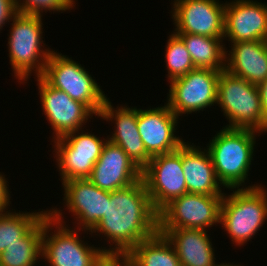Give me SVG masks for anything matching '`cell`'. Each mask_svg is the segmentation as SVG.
Listing matches in <instances>:
<instances>
[{
	"label": "cell",
	"mask_w": 267,
	"mask_h": 266,
	"mask_svg": "<svg viewBox=\"0 0 267 266\" xmlns=\"http://www.w3.org/2000/svg\"><path fill=\"white\" fill-rule=\"evenodd\" d=\"M41 77L50 86L66 92L73 100L86 105L99 118L107 97L81 64L53 51Z\"/></svg>",
	"instance_id": "cell-7"
},
{
	"label": "cell",
	"mask_w": 267,
	"mask_h": 266,
	"mask_svg": "<svg viewBox=\"0 0 267 266\" xmlns=\"http://www.w3.org/2000/svg\"><path fill=\"white\" fill-rule=\"evenodd\" d=\"M220 73L217 70L195 68L186 75L169 81L166 104L178 118L217 104Z\"/></svg>",
	"instance_id": "cell-9"
},
{
	"label": "cell",
	"mask_w": 267,
	"mask_h": 266,
	"mask_svg": "<svg viewBox=\"0 0 267 266\" xmlns=\"http://www.w3.org/2000/svg\"><path fill=\"white\" fill-rule=\"evenodd\" d=\"M8 181L5 178V175H3L0 172V213L7 211V207L10 206V191L8 186ZM10 202V203H9Z\"/></svg>",
	"instance_id": "cell-29"
},
{
	"label": "cell",
	"mask_w": 267,
	"mask_h": 266,
	"mask_svg": "<svg viewBox=\"0 0 267 266\" xmlns=\"http://www.w3.org/2000/svg\"><path fill=\"white\" fill-rule=\"evenodd\" d=\"M17 13L14 0H0V30ZM7 22V23H6Z\"/></svg>",
	"instance_id": "cell-28"
},
{
	"label": "cell",
	"mask_w": 267,
	"mask_h": 266,
	"mask_svg": "<svg viewBox=\"0 0 267 266\" xmlns=\"http://www.w3.org/2000/svg\"><path fill=\"white\" fill-rule=\"evenodd\" d=\"M62 186L65 207L77 219L76 228L91 232L106 213L110 192L98 188L88 178L65 181Z\"/></svg>",
	"instance_id": "cell-14"
},
{
	"label": "cell",
	"mask_w": 267,
	"mask_h": 266,
	"mask_svg": "<svg viewBox=\"0 0 267 266\" xmlns=\"http://www.w3.org/2000/svg\"><path fill=\"white\" fill-rule=\"evenodd\" d=\"M88 179L98 188L112 192L140 180L141 170L119 145L107 139Z\"/></svg>",
	"instance_id": "cell-18"
},
{
	"label": "cell",
	"mask_w": 267,
	"mask_h": 266,
	"mask_svg": "<svg viewBox=\"0 0 267 266\" xmlns=\"http://www.w3.org/2000/svg\"><path fill=\"white\" fill-rule=\"evenodd\" d=\"M217 104L229 120L226 128L267 132V120L263 115L259 91L255 84L231 75L226 70L221 71Z\"/></svg>",
	"instance_id": "cell-6"
},
{
	"label": "cell",
	"mask_w": 267,
	"mask_h": 266,
	"mask_svg": "<svg viewBox=\"0 0 267 266\" xmlns=\"http://www.w3.org/2000/svg\"><path fill=\"white\" fill-rule=\"evenodd\" d=\"M0 213V254L20 239L48 212H10Z\"/></svg>",
	"instance_id": "cell-25"
},
{
	"label": "cell",
	"mask_w": 267,
	"mask_h": 266,
	"mask_svg": "<svg viewBox=\"0 0 267 266\" xmlns=\"http://www.w3.org/2000/svg\"><path fill=\"white\" fill-rule=\"evenodd\" d=\"M189 51L195 68L225 70L226 47L224 38H212L204 35L176 34Z\"/></svg>",
	"instance_id": "cell-23"
},
{
	"label": "cell",
	"mask_w": 267,
	"mask_h": 266,
	"mask_svg": "<svg viewBox=\"0 0 267 266\" xmlns=\"http://www.w3.org/2000/svg\"><path fill=\"white\" fill-rule=\"evenodd\" d=\"M212 266H240V265H233V264H230V263H221V264H218V263H214Z\"/></svg>",
	"instance_id": "cell-32"
},
{
	"label": "cell",
	"mask_w": 267,
	"mask_h": 266,
	"mask_svg": "<svg viewBox=\"0 0 267 266\" xmlns=\"http://www.w3.org/2000/svg\"><path fill=\"white\" fill-rule=\"evenodd\" d=\"M44 216L20 239L0 254V266H34L42 257Z\"/></svg>",
	"instance_id": "cell-24"
},
{
	"label": "cell",
	"mask_w": 267,
	"mask_h": 266,
	"mask_svg": "<svg viewBox=\"0 0 267 266\" xmlns=\"http://www.w3.org/2000/svg\"><path fill=\"white\" fill-rule=\"evenodd\" d=\"M175 34L224 38L225 3L219 0H174Z\"/></svg>",
	"instance_id": "cell-12"
},
{
	"label": "cell",
	"mask_w": 267,
	"mask_h": 266,
	"mask_svg": "<svg viewBox=\"0 0 267 266\" xmlns=\"http://www.w3.org/2000/svg\"><path fill=\"white\" fill-rule=\"evenodd\" d=\"M230 45L231 50L225 54L227 72L255 85L267 79V41H239Z\"/></svg>",
	"instance_id": "cell-20"
},
{
	"label": "cell",
	"mask_w": 267,
	"mask_h": 266,
	"mask_svg": "<svg viewBox=\"0 0 267 266\" xmlns=\"http://www.w3.org/2000/svg\"><path fill=\"white\" fill-rule=\"evenodd\" d=\"M208 231L202 229H169L164 235L176 250L181 266H212L214 247Z\"/></svg>",
	"instance_id": "cell-21"
},
{
	"label": "cell",
	"mask_w": 267,
	"mask_h": 266,
	"mask_svg": "<svg viewBox=\"0 0 267 266\" xmlns=\"http://www.w3.org/2000/svg\"><path fill=\"white\" fill-rule=\"evenodd\" d=\"M17 13L42 16L41 13L57 11L61 13L72 9L73 5L69 0H14Z\"/></svg>",
	"instance_id": "cell-27"
},
{
	"label": "cell",
	"mask_w": 267,
	"mask_h": 266,
	"mask_svg": "<svg viewBox=\"0 0 267 266\" xmlns=\"http://www.w3.org/2000/svg\"><path fill=\"white\" fill-rule=\"evenodd\" d=\"M224 38L231 43L267 41V4L253 0L226 1Z\"/></svg>",
	"instance_id": "cell-16"
},
{
	"label": "cell",
	"mask_w": 267,
	"mask_h": 266,
	"mask_svg": "<svg viewBox=\"0 0 267 266\" xmlns=\"http://www.w3.org/2000/svg\"><path fill=\"white\" fill-rule=\"evenodd\" d=\"M260 95L261 109L267 120V79L256 85Z\"/></svg>",
	"instance_id": "cell-31"
},
{
	"label": "cell",
	"mask_w": 267,
	"mask_h": 266,
	"mask_svg": "<svg viewBox=\"0 0 267 266\" xmlns=\"http://www.w3.org/2000/svg\"><path fill=\"white\" fill-rule=\"evenodd\" d=\"M37 86L43 114L53 129V140L81 130L88 119L95 115L86 105L50 86L41 76L37 77Z\"/></svg>",
	"instance_id": "cell-13"
},
{
	"label": "cell",
	"mask_w": 267,
	"mask_h": 266,
	"mask_svg": "<svg viewBox=\"0 0 267 266\" xmlns=\"http://www.w3.org/2000/svg\"><path fill=\"white\" fill-rule=\"evenodd\" d=\"M125 257L132 266H181L172 243L160 232L142 240Z\"/></svg>",
	"instance_id": "cell-22"
},
{
	"label": "cell",
	"mask_w": 267,
	"mask_h": 266,
	"mask_svg": "<svg viewBox=\"0 0 267 266\" xmlns=\"http://www.w3.org/2000/svg\"><path fill=\"white\" fill-rule=\"evenodd\" d=\"M177 119L167 104L147 110L138 109V131L151 156L174 152L184 143L182 138L174 135Z\"/></svg>",
	"instance_id": "cell-15"
},
{
	"label": "cell",
	"mask_w": 267,
	"mask_h": 266,
	"mask_svg": "<svg viewBox=\"0 0 267 266\" xmlns=\"http://www.w3.org/2000/svg\"><path fill=\"white\" fill-rule=\"evenodd\" d=\"M260 135L261 132L253 129L223 127L207 144L217 179L223 188H244L251 169L256 136Z\"/></svg>",
	"instance_id": "cell-2"
},
{
	"label": "cell",
	"mask_w": 267,
	"mask_h": 266,
	"mask_svg": "<svg viewBox=\"0 0 267 266\" xmlns=\"http://www.w3.org/2000/svg\"><path fill=\"white\" fill-rule=\"evenodd\" d=\"M96 232L109 239L106 254L112 256H125L142 240L158 232V212L152 206L142 178L110 192L106 213L91 231Z\"/></svg>",
	"instance_id": "cell-1"
},
{
	"label": "cell",
	"mask_w": 267,
	"mask_h": 266,
	"mask_svg": "<svg viewBox=\"0 0 267 266\" xmlns=\"http://www.w3.org/2000/svg\"><path fill=\"white\" fill-rule=\"evenodd\" d=\"M75 230L66 225L60 209L52 208L44 215L42 258L49 266H98L106 258L105 247L89 246Z\"/></svg>",
	"instance_id": "cell-3"
},
{
	"label": "cell",
	"mask_w": 267,
	"mask_h": 266,
	"mask_svg": "<svg viewBox=\"0 0 267 266\" xmlns=\"http://www.w3.org/2000/svg\"><path fill=\"white\" fill-rule=\"evenodd\" d=\"M141 178L157 212L172 199L187 193L182 169V145L174 152L152 156L141 171Z\"/></svg>",
	"instance_id": "cell-10"
},
{
	"label": "cell",
	"mask_w": 267,
	"mask_h": 266,
	"mask_svg": "<svg viewBox=\"0 0 267 266\" xmlns=\"http://www.w3.org/2000/svg\"><path fill=\"white\" fill-rule=\"evenodd\" d=\"M82 132L80 134V132ZM106 139H100L82 130L69 133L53 140L57 168L62 183L72 179L89 178L96 161L99 159Z\"/></svg>",
	"instance_id": "cell-11"
},
{
	"label": "cell",
	"mask_w": 267,
	"mask_h": 266,
	"mask_svg": "<svg viewBox=\"0 0 267 266\" xmlns=\"http://www.w3.org/2000/svg\"><path fill=\"white\" fill-rule=\"evenodd\" d=\"M98 266H132L125 256L107 255Z\"/></svg>",
	"instance_id": "cell-30"
},
{
	"label": "cell",
	"mask_w": 267,
	"mask_h": 266,
	"mask_svg": "<svg viewBox=\"0 0 267 266\" xmlns=\"http://www.w3.org/2000/svg\"><path fill=\"white\" fill-rule=\"evenodd\" d=\"M73 5H74V3H75V1L74 0H69Z\"/></svg>",
	"instance_id": "cell-33"
},
{
	"label": "cell",
	"mask_w": 267,
	"mask_h": 266,
	"mask_svg": "<svg viewBox=\"0 0 267 266\" xmlns=\"http://www.w3.org/2000/svg\"><path fill=\"white\" fill-rule=\"evenodd\" d=\"M10 21L13 22L8 35L9 61L14 76L23 83L28 81L33 71L36 77L43 74L53 50L42 49L45 45L42 41V16L16 13Z\"/></svg>",
	"instance_id": "cell-5"
},
{
	"label": "cell",
	"mask_w": 267,
	"mask_h": 266,
	"mask_svg": "<svg viewBox=\"0 0 267 266\" xmlns=\"http://www.w3.org/2000/svg\"><path fill=\"white\" fill-rule=\"evenodd\" d=\"M223 196L185 193L172 199L158 212V232L169 229H202L220 223Z\"/></svg>",
	"instance_id": "cell-8"
},
{
	"label": "cell",
	"mask_w": 267,
	"mask_h": 266,
	"mask_svg": "<svg viewBox=\"0 0 267 266\" xmlns=\"http://www.w3.org/2000/svg\"><path fill=\"white\" fill-rule=\"evenodd\" d=\"M165 51V67L168 69V80L172 81L195 69L184 42L174 32L169 35Z\"/></svg>",
	"instance_id": "cell-26"
},
{
	"label": "cell",
	"mask_w": 267,
	"mask_h": 266,
	"mask_svg": "<svg viewBox=\"0 0 267 266\" xmlns=\"http://www.w3.org/2000/svg\"><path fill=\"white\" fill-rule=\"evenodd\" d=\"M100 118L114 122L115 129L112 136H107L112 143L119 145L128 155L129 159L141 171L149 164L152 156L146 151L144 143L138 131V109L136 107L121 106L113 108L111 101L107 98L101 109ZM110 137V138H109Z\"/></svg>",
	"instance_id": "cell-17"
},
{
	"label": "cell",
	"mask_w": 267,
	"mask_h": 266,
	"mask_svg": "<svg viewBox=\"0 0 267 266\" xmlns=\"http://www.w3.org/2000/svg\"><path fill=\"white\" fill-rule=\"evenodd\" d=\"M182 169L187 192L203 195L224 196L217 179L211 156L207 149L188 142L182 144Z\"/></svg>",
	"instance_id": "cell-19"
},
{
	"label": "cell",
	"mask_w": 267,
	"mask_h": 266,
	"mask_svg": "<svg viewBox=\"0 0 267 266\" xmlns=\"http://www.w3.org/2000/svg\"><path fill=\"white\" fill-rule=\"evenodd\" d=\"M230 190L233 192L225 193L222 199L220 224L233 244L242 246L258 233L267 219V189L254 184Z\"/></svg>",
	"instance_id": "cell-4"
}]
</instances>
